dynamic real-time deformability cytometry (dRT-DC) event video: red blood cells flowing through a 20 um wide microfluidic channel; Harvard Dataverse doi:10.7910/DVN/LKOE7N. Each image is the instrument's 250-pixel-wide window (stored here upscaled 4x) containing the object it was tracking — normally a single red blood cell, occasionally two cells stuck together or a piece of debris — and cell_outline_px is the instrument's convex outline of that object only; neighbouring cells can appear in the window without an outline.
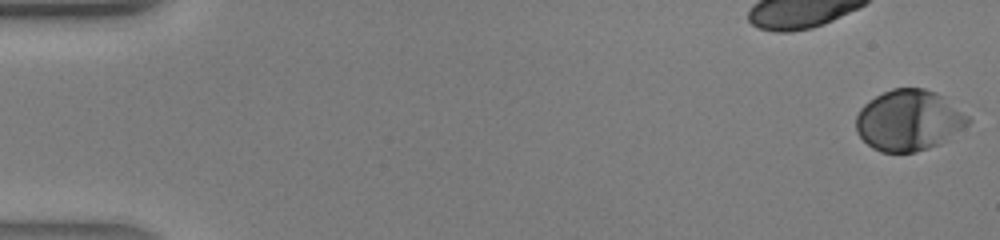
{"species": "human", "species_latin": "Homo sapiens", "temperature_condition": "warm", "stored_images_in_passage": 42, "camera_frame_rate_fps": 3000, "um_per_image_px": 0.085, "donor": {"sex": "male"}, "frame": {"image": 1, "passage_image": 1, "time_ms": 0.0, "image_size_px": [1000, 240], "cell_outline_px": [[972, 120], [968, 124], [936, 144], [928, 148], [916, 152], [880, 152], [872, 148], [856, 132], [856, 116], [860, 108], [864, 104], [876, 96], [892, 88], [924, 88], [936, 92], [968, 116]], "centroid_in_image_um": [77.19, 10.22], "position_along_channel_um": 7.8, "area_um2": 39.13}}
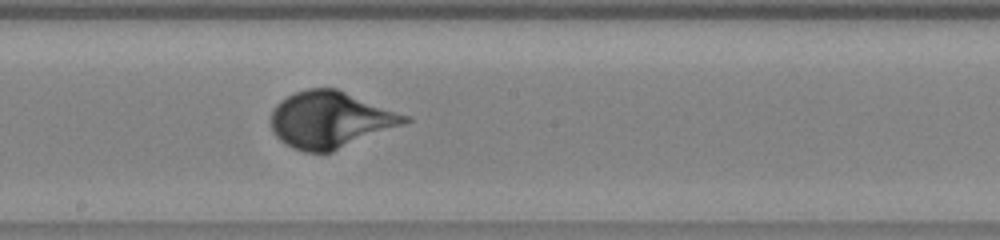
{"frame": {"image": 2, "passage_image": 24, "time_ms": 7.667, "image_size_px": [1000, 240], "cell_outline_px": [[412, 120], [404, 124], [332, 152], [304, 152], [292, 148], [284, 144], [276, 136], [272, 128], [272, 112], [276, 104], [280, 100], [296, 92], [308, 88], [336, 88], [412, 116]], "centroid_in_image_um": [28.1, 10.18], "position_along_channel_um": 220.1, "area_um2": 44.16}}
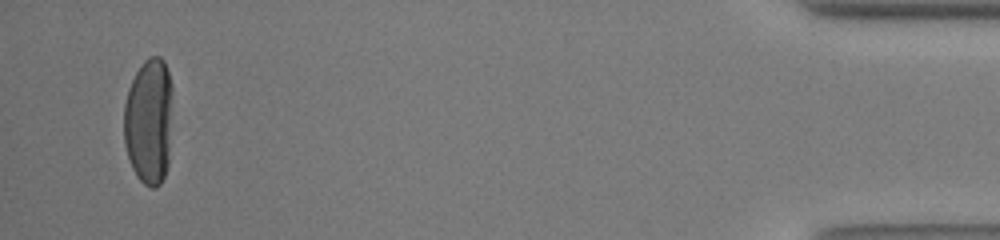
{"frame": {"image": 3, "passage_image": 41, "time_ms": 13.333, "image_size_px": [1000, 240], "cell_outline_px": [[172, 92], [168, 164], [164, 176], [160, 184], [156, 188], [152, 188], [144, 184], [136, 176], [132, 168], [124, 144], [124, 104], [128, 88], [136, 72], [144, 60], [148, 56], [160, 56], [164, 60], [172, 84]], "centroid_in_image_um": [12.65, 10.29], "position_along_channel_um": 422.6, "area_um2": 36.18}}